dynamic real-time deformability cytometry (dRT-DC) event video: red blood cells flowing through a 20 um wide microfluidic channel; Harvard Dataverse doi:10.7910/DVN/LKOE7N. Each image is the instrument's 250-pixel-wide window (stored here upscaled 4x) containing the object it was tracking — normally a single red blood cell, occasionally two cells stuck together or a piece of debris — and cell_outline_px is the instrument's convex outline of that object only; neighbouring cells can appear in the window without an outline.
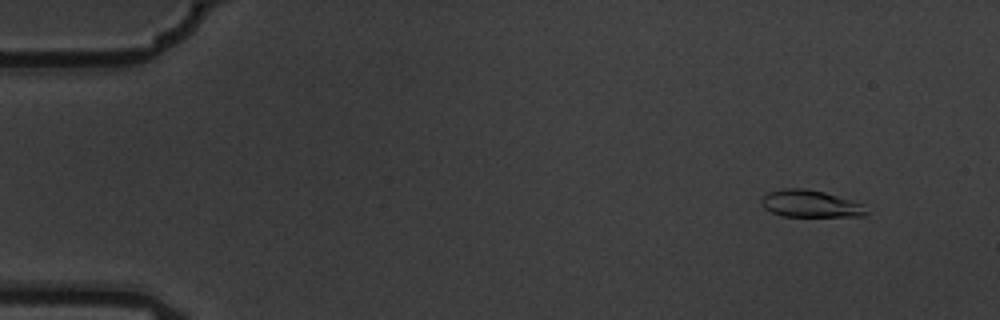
{"species": "common noctule bat (a hibernating species)", "species_latin": "Nyctalus noctula", "temperature_condition": "warm", "stored_images_in_passage": 6, "camera_frame_rate_fps": 3000, "um_per_image_px": 0.085, "animal": {"sex": "male", "body_mass_g": 19.5, "forearm_length_mm": 54.6}, "frame": {"image": 1, "passage_image": 2, "time_ms": 0.333, "image_size_px": [1000, 320], "cell_outline_px": [[868, 212], [864, 216], [784, 216], [772, 212], [764, 208], [760, 204], [760, 200], [768, 192], [784, 188], [808, 188], [824, 192], [860, 204]], "centroid_in_image_um": [68.8, 17.31], "position_along_channel_um": 16.2, "area_um2": 16.3}}
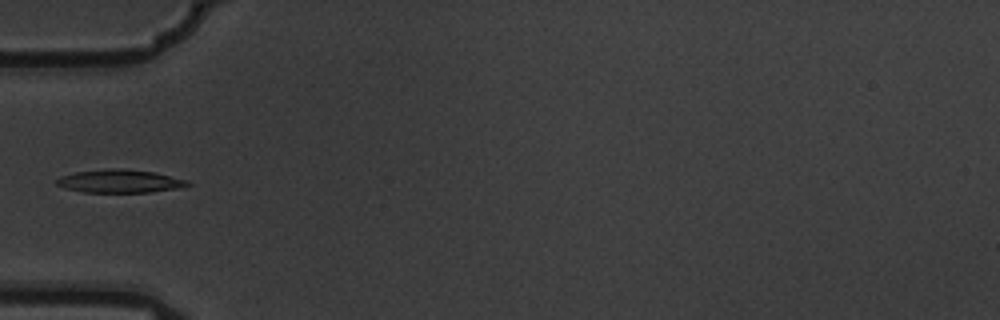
{"frame": {"image": 2, "passage_image": 6, "time_ms": 1.667, "image_size_px": [1000, 320], "cell_outline_px": [[192, 184], [176, 188], [148, 192], [84, 192], [64, 188], [56, 184], [56, 180], [60, 176], [76, 172], [104, 168], [120, 168], [152, 172], [188, 180]], "centroid_in_image_um": [10.13, 15.39], "position_along_channel_um": 74.9, "area_um2": 17.51}}